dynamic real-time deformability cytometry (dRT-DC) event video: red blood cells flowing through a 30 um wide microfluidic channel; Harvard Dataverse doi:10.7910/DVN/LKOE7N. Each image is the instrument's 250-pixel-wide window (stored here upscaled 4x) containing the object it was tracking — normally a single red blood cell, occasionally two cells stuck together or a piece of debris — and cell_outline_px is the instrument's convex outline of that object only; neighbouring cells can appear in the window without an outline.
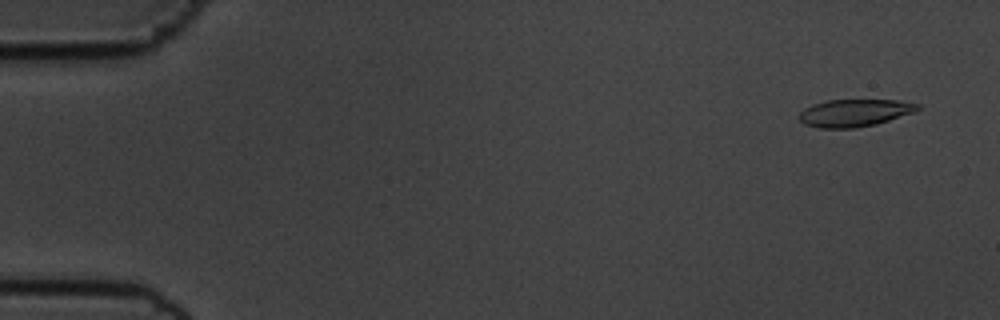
{"species": "common noctule bat (a hibernating species)", "species_latin": "Nyctalus noctula", "temperature_condition": "cold", "stored_images_in_passage": 56, "camera_frame_rate_fps": 3000, "um_per_image_px": 0.085, "animal": {"sex": "male", "body_mass_g": 19.5, "forearm_length_mm": 54.6}, "frame": {"image": 1, "passage_image": 3, "time_ms": 0.667, "image_size_px": [1000, 320], "cell_outline_px": [[920, 108], [916, 112], [876, 124], [856, 128], [820, 128], [804, 124], [796, 116], [804, 108], [812, 104], [828, 100], [896, 100], [920, 104]], "centroid_in_image_um": [72.62, 9.59], "position_along_channel_um": 12.4, "area_um2": 19.07}}
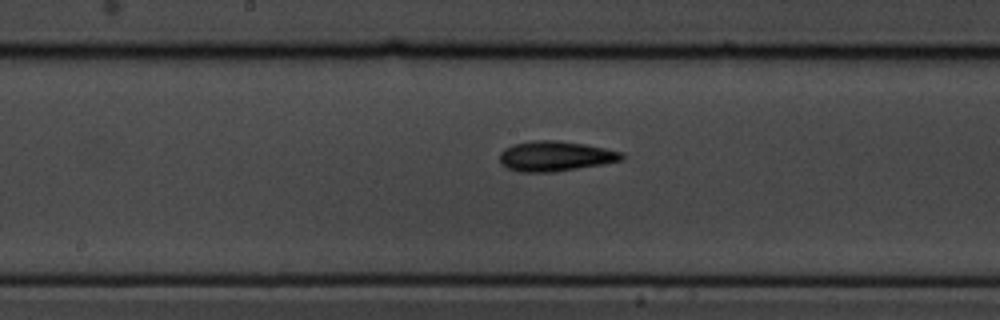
{"frame": {"image": 2, "passage_image": 29, "time_ms": 9.333, "image_size_px": [1000, 320], "cell_outline_px": [[624, 156], [620, 160], [604, 164], [556, 172], [520, 172], [508, 168], [500, 164], [500, 152], [504, 148], [512, 144], [532, 140], [556, 140], [584, 144], [624, 152]], "centroid_in_image_um": [47.17, 13.27], "position_along_channel_um": 201.0, "area_um2": 21.56}}
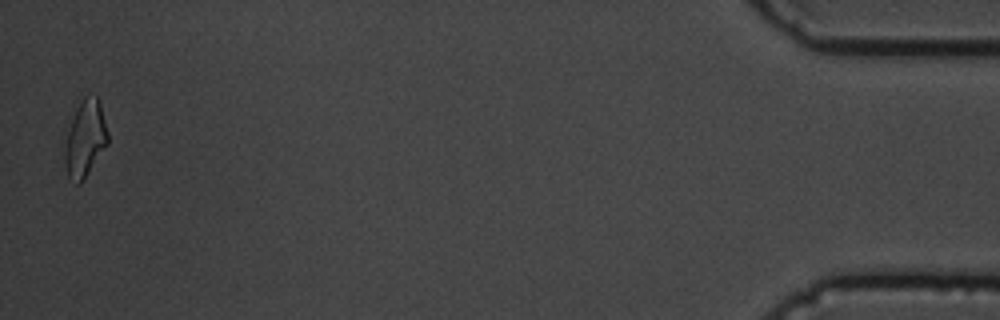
{"frame": {"image": 3, "passage_image": 55, "time_ms": 18.0, "image_size_px": [1000, 320], "cell_outline_px": [[108, 144], [80, 184], [76, 184], [68, 176], [64, 164], [64, 152], [68, 132], [76, 108], [80, 100], [84, 96], [96, 96], [100, 104], [108, 132]], "centroid_in_image_um": [7.24, 11.8], "position_along_channel_um": 428.0, "area_um2": 18.9}, "authors_computed_cell_mechanics": {"area_um2": 19.652, "velocity_mm_per_s": 3.6206, "shape_relaxation_time_tau1_ms": 4.4066, "shape_relaxation_time_tau2_ms": 6.971, "deformation_change_tau1": 0.1329, "deformation_change_tau2": 0.1728}}